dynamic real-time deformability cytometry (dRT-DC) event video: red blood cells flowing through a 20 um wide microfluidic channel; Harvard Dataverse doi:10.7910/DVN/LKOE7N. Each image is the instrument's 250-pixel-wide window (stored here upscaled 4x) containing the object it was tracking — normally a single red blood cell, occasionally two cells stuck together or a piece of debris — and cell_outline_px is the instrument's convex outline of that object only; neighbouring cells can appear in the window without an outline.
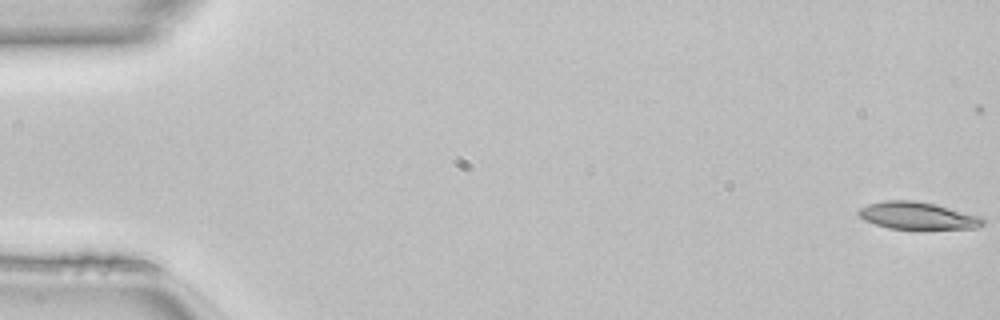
{"species": "common noctule bat (a hibernating species)", "species_latin": "Nyctalus noctula", "temperature_condition": "room temperature", "stored_images_in_passage": 40, "camera_frame_rate_fps": 3000, "um_per_image_px": 0.085, "animal": {"sex": "female", "body_mass_g": 22.7, "forearm_length_mm": 54.2}, "frame": {"image": 1, "passage_image": 1, "time_ms": 0.0, "image_size_px": [1000, 320], "cell_outline_px": [[984, 224], [976, 228], [888, 228], [864, 220], [856, 212], [860, 208], [868, 204], [884, 200], [912, 200], [936, 204], [984, 216]], "centroid_in_image_um": [78.02, 18.31], "position_along_channel_um": 7.0, "area_um2": 19.71}}
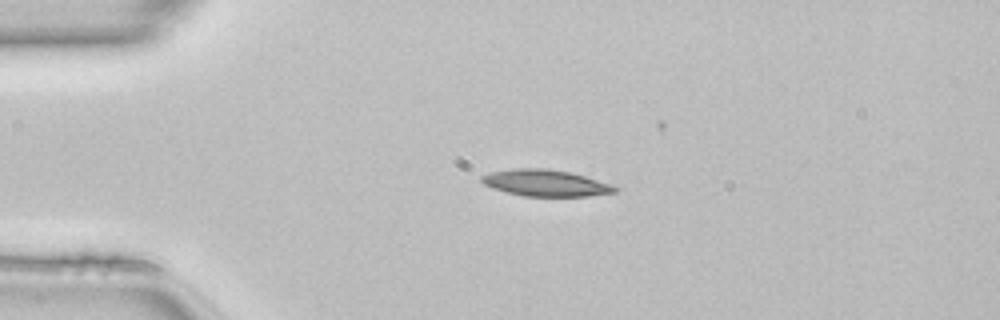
{"frame": {"image": 2, "passage_image": 12, "time_ms": 3.667, "image_size_px": [1000, 320], "cell_outline_px": [[620, 188], [616, 192], [588, 196], [524, 196], [504, 192], [492, 188], [484, 184], [480, 180], [480, 176], [488, 172], [512, 168], [548, 168], [568, 172], [584, 176], [612, 184]], "centroid_in_image_um": [46.33, 15.55], "position_along_channel_um": 38.7, "area_um2": 20.81}}
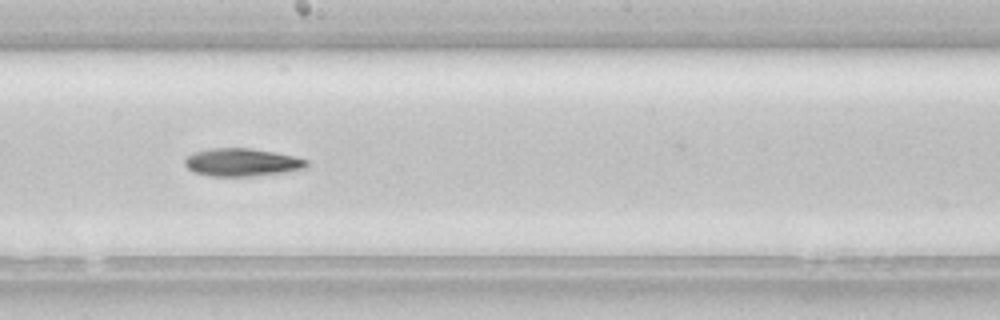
{"frame": {"image": 3, "passage_image": 28, "time_ms": 9.0, "image_size_px": [1000, 320], "cell_outline_px": [[308, 168], [284, 172], [248, 176], [212, 176], [196, 172], [188, 168], [184, 164], [184, 156], [196, 152], [212, 148], [252, 148], [292, 156], [308, 160]], "centroid_in_image_um": [20.56, 13.79], "position_along_channel_um": 227.6, "area_um2": 19.59}}